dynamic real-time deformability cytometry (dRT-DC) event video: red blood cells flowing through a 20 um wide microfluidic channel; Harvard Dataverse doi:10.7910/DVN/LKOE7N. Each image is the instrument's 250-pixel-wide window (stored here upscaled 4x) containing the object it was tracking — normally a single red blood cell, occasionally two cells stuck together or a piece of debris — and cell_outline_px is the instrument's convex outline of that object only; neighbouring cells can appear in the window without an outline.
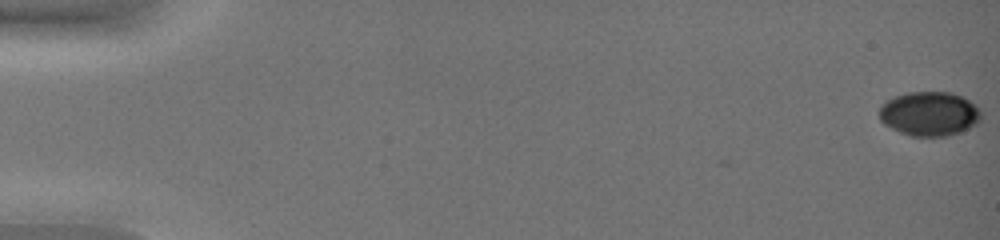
{"species": "common noctule bat (a hibernating species)", "species_latin": "Nyctalus noctula", "temperature_condition": "warm", "stored_images_in_passage": 6, "camera_frame_rate_fps": 3000, "um_per_image_px": 0.085, "animal": {"sex": "female", "body_mass_g": 19.0, "forearm_length_mm": 51.5}, "frame": {"image": 1, "passage_image": 1, "time_ms": 0.0, "image_size_px": [1000, 240], "cell_outline_px": [[980, 120], [976, 124], [960, 132], [948, 136], [912, 136], [900, 132], [884, 124], [880, 120], [880, 104], [904, 92], [952, 92], [968, 100], [980, 112]], "centroid_in_image_um": [78.97, 9.67], "position_along_channel_um": 6.0, "area_um2": 26.07}}